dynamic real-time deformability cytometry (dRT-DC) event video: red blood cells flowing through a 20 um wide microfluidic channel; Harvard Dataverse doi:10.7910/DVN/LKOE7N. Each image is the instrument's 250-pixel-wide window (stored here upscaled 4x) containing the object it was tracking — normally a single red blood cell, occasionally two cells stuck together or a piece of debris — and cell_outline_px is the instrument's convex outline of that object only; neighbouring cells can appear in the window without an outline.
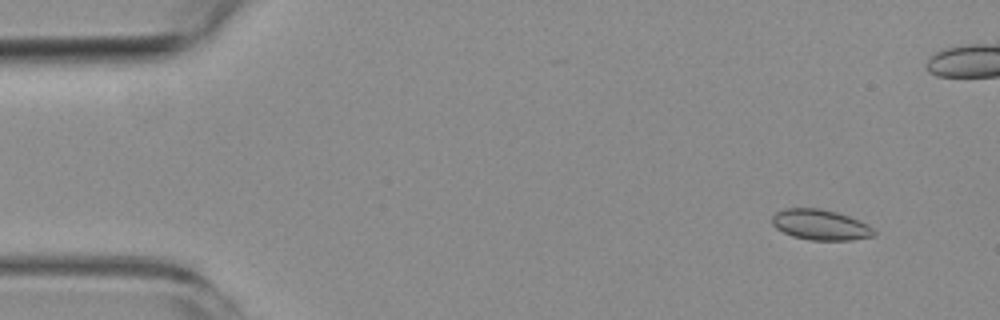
{"species": "common noctule bat (a hibernating species)", "species_latin": "Nyctalus noctula", "temperature_condition": "room temperature", "stored_images_in_passage": 4, "camera_frame_rate_fps": 3000, "um_per_image_px": 0.085, "animal": {"sex": "female", "body_mass_g": 19.3, "forearm_length_mm": 54.1}, "frame": {"image": 1, "passage_image": 1, "time_ms": 0.0, "image_size_px": [1000, 320], "cell_outline_px": [[876, 236], [852, 240], [808, 240], [792, 236], [776, 228], [772, 224], [772, 216], [776, 212], [784, 208], [820, 208], [836, 212], [848, 216], [868, 224], [876, 232]], "centroid_in_image_um": [69.74, 19.11], "position_along_channel_um": 15.3, "area_um2": 18.21}}